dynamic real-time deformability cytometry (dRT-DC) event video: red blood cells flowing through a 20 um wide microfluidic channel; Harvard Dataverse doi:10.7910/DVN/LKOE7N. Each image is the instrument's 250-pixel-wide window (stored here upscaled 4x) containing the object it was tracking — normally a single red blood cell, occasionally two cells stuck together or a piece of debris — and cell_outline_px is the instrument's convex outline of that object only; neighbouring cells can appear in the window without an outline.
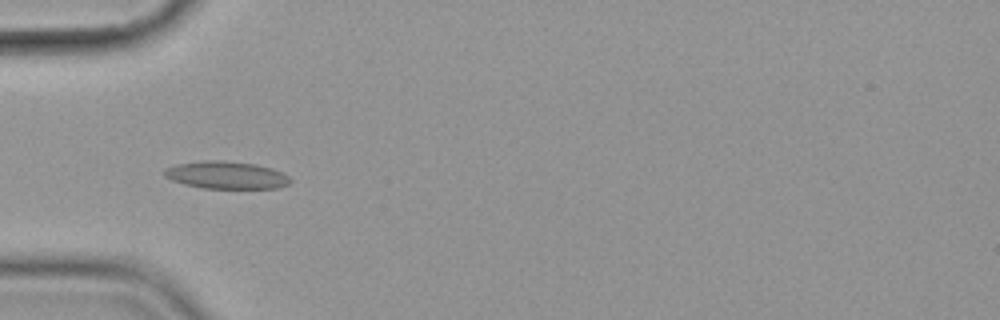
{"species": "common noctule bat (a hibernating species)", "species_latin": "Nyctalus noctula", "temperature_condition": "cold", "stored_images_in_passage": 4, "camera_frame_rate_fps": 3000, "um_per_image_px": 0.085, "animal": {"sex": "female", "body_mass_g": 19.9}, "frame": {"image": 1, "passage_image": 3, "time_ms": 2.333, "image_size_px": [1000, 320], "cell_outline_px": [[292, 180], [288, 184], [276, 188], [204, 188], [184, 184], [172, 180], [164, 176], [164, 168], [176, 164], [204, 160], [224, 160], [256, 164], [272, 168], [284, 172]], "centroid_in_image_um": [19.24, 14.87], "position_along_channel_um": 65.8, "area_um2": 20.29}}
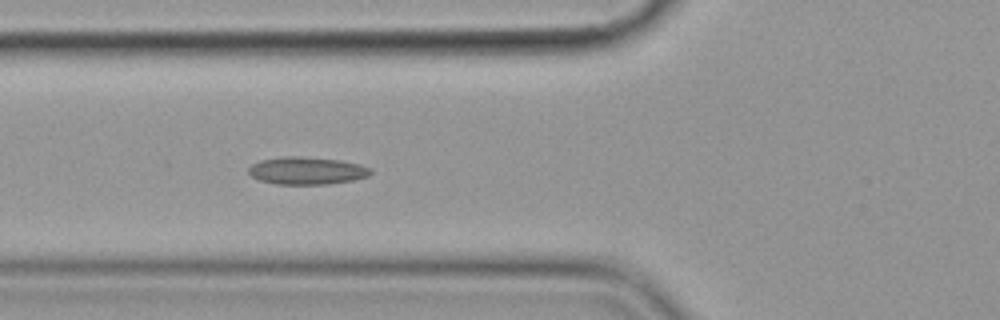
{"frame": {"image": 2, "passage_image": 4, "time_ms": 3.333, "image_size_px": [1000, 320], "cell_outline_px": [[372, 172], [368, 176], [352, 180], [328, 184], [276, 184], [260, 180], [252, 176], [248, 172], [248, 168], [252, 164], [260, 160], [284, 156], [296, 156], [340, 160], [360, 164], [372, 168]], "centroid_in_image_um": [26.08, 14.5], "position_along_channel_um": 99.7, "area_um2": 19.54}}